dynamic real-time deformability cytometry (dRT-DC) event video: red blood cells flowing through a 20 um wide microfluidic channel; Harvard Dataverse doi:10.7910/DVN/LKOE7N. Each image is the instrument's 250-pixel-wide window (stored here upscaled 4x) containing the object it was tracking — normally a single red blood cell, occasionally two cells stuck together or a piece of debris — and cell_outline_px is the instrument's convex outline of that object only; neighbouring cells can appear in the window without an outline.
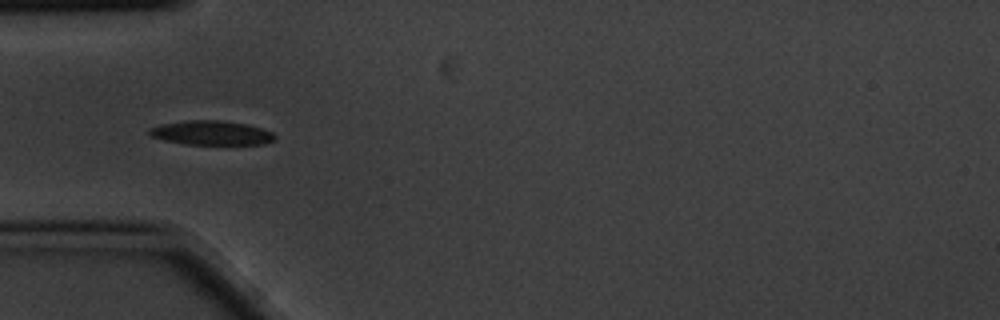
{"species": "common noctule bat (a hibernating species)", "species_latin": "Nyctalus noctula", "temperature_condition": "cold", "stored_images_in_passage": 8, "camera_frame_rate_fps": 3000, "um_per_image_px": 0.085, "animal": {"sex": "male", "body_mass_g": 20.1, "forearm_length_mm": 53.5}, "frame": {"image": 1, "passage_image": 5, "time_ms": 1.333, "image_size_px": [1000, 320], "cell_outline_px": [[276, 140], [264, 144], [184, 144], [164, 140], [152, 136], [148, 132], [148, 128], [160, 124], [188, 120], [216, 120], [244, 124], [260, 128], [272, 132], [276, 136]], "centroid_in_image_um": [17.95, 11.3], "position_along_channel_um": 67.0, "area_um2": 17.63}}